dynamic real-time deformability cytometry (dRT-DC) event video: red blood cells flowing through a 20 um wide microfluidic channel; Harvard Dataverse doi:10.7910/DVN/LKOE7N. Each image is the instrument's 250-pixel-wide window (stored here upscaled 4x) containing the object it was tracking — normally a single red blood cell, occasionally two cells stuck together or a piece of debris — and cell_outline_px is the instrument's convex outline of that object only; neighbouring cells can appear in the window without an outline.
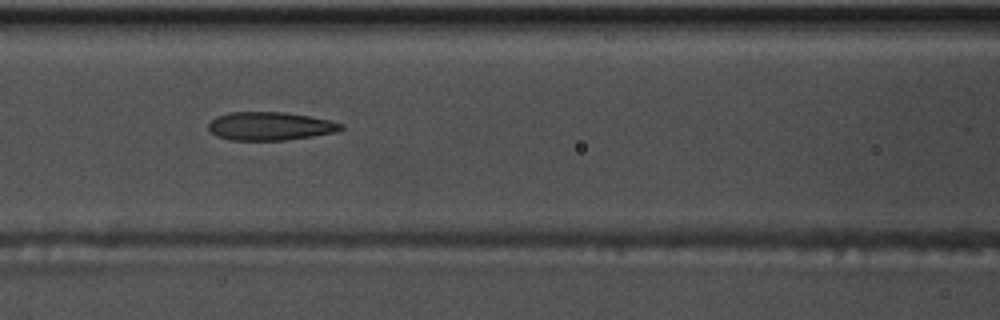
{"species": "common noctule bat (a hibernating species)", "species_latin": "Nyctalus noctula", "temperature_condition": "warm", "stored_images_in_passage": 39, "camera_frame_rate_fps": 3000, "um_per_image_px": 0.085, "animal": {"sex": "male", "body_mass_g": 17.5, "forearm_length_mm": 52.3}, "frame": {"image": 1, "passage_image": 8, "time_ms": 2.333, "image_size_px": [1000, 320], "cell_outline_px": [[344, 128], [336, 132], [312, 136], [284, 140], [232, 140], [216, 136], [208, 128], [208, 124], [216, 116], [228, 112], [284, 112], [332, 120], [344, 124]], "centroid_in_image_um": [22.97, 10.71], "position_along_channel_um": 143.6, "area_um2": 21.91}}
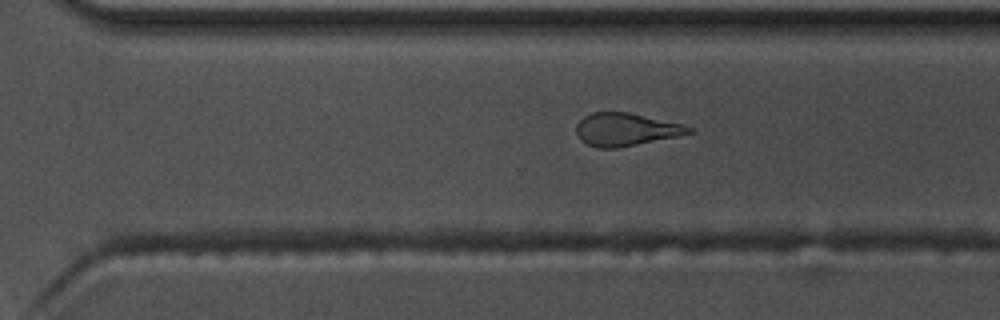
{"frame": {"image": 2, "passage_image": 22, "time_ms": 7.0, "image_size_px": [1000, 320], "cell_outline_px": [[696, 132], [620, 148], [596, 148], [580, 140], [576, 132], [576, 124], [584, 116], [592, 112], [628, 112], [684, 124], [696, 128]], "centroid_in_image_um": [53.23, 11.01], "position_along_channel_um": 317.4, "area_um2": 21.79}}
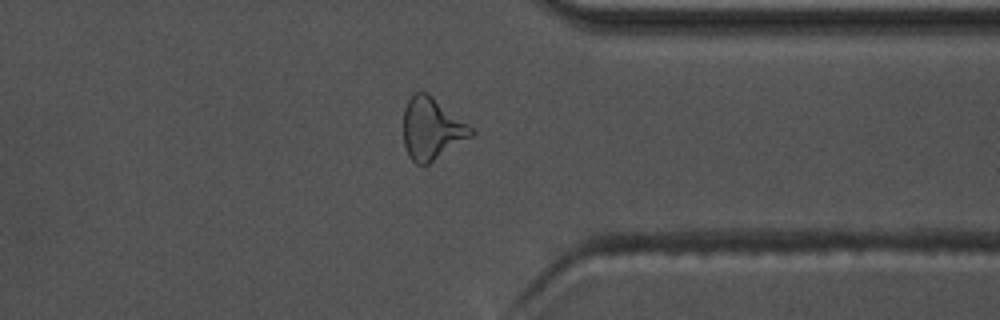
{"frame": {"image": 3, "passage_image": 27, "time_ms": 8.667, "image_size_px": [1000, 320], "cell_outline_px": [[476, 132], [472, 136], [428, 164], [416, 164], [408, 156], [404, 144], [404, 108], [408, 100], [416, 92], [428, 92], [468, 124]], "centroid_in_image_um": [36.69, 10.94], "position_along_channel_um": 374.7, "area_um2": 24.22}, "authors_computed_cell_mechanics": {"area_um2": 22.8888, "velocity_mm_per_s": 3.732, "shape_relaxation_time_tau1_ms": 9.2094, "shape_relaxation_time_tau2_ms": 2.1074, "deformation_change_tau1": 0.2186, "deformation_change_tau2": 0.1192}}